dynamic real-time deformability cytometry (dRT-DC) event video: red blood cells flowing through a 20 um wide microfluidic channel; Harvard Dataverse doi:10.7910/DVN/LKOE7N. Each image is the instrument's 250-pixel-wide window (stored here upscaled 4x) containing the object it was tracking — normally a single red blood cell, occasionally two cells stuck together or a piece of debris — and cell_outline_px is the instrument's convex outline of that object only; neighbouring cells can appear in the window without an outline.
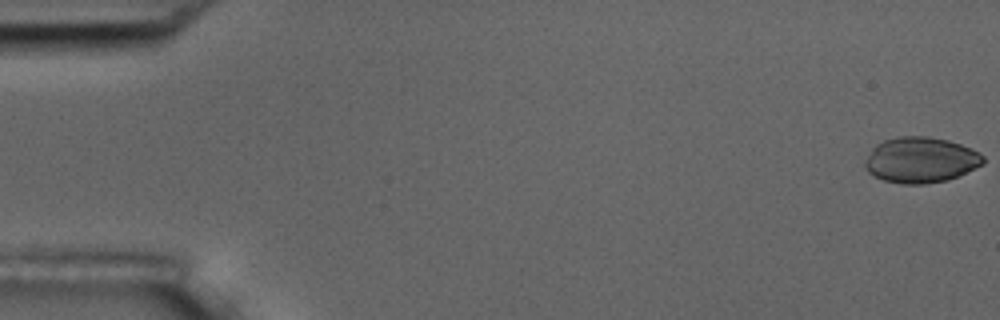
{"species": "common noctule bat (a hibernating species)", "species_latin": "Nyctalus noctula", "temperature_condition": "room temperature", "stored_images_in_passage": 8, "camera_frame_rate_fps": 3000, "um_per_image_px": 0.085, "animal": {"sex": "male", "body_mass_g": 17.5, "forearm_length_mm": 52.3}, "frame": {"image": 1, "passage_image": 1, "time_ms": 0.0, "image_size_px": [1000, 320], "cell_outline_px": [[984, 164], [948, 180], [924, 184], [900, 184], [884, 180], [868, 172], [864, 164], [864, 160], [872, 148], [876, 144], [884, 140], [900, 136], [928, 136], [948, 140], [972, 148], [980, 152], [984, 156]], "centroid_in_image_um": [78.27, 13.59], "position_along_channel_um": 6.7, "area_um2": 31.62}}